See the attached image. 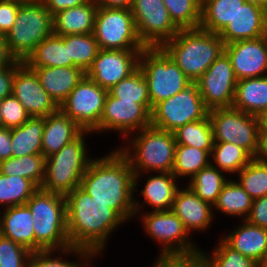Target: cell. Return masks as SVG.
I'll return each instance as SVG.
<instances>
[{
	"label": "cell",
	"mask_w": 267,
	"mask_h": 267,
	"mask_svg": "<svg viewBox=\"0 0 267 267\" xmlns=\"http://www.w3.org/2000/svg\"><path fill=\"white\" fill-rule=\"evenodd\" d=\"M65 199L70 245L88 250L95 258L100 257L107 249L111 234L126 221L80 186L67 193Z\"/></svg>",
	"instance_id": "cell-1"
},
{
	"label": "cell",
	"mask_w": 267,
	"mask_h": 267,
	"mask_svg": "<svg viewBox=\"0 0 267 267\" xmlns=\"http://www.w3.org/2000/svg\"><path fill=\"white\" fill-rule=\"evenodd\" d=\"M94 158L81 179L80 187L96 201L108 204L126 222L134 221V173L128 159L117 147L102 157Z\"/></svg>",
	"instance_id": "cell-2"
},
{
	"label": "cell",
	"mask_w": 267,
	"mask_h": 267,
	"mask_svg": "<svg viewBox=\"0 0 267 267\" xmlns=\"http://www.w3.org/2000/svg\"><path fill=\"white\" fill-rule=\"evenodd\" d=\"M161 48L195 83L225 51V43L218 34L198 27L179 30Z\"/></svg>",
	"instance_id": "cell-3"
},
{
	"label": "cell",
	"mask_w": 267,
	"mask_h": 267,
	"mask_svg": "<svg viewBox=\"0 0 267 267\" xmlns=\"http://www.w3.org/2000/svg\"><path fill=\"white\" fill-rule=\"evenodd\" d=\"M124 141L117 149L128 159L134 174L172 172L177 145L173 132L149 126Z\"/></svg>",
	"instance_id": "cell-4"
},
{
	"label": "cell",
	"mask_w": 267,
	"mask_h": 267,
	"mask_svg": "<svg viewBox=\"0 0 267 267\" xmlns=\"http://www.w3.org/2000/svg\"><path fill=\"white\" fill-rule=\"evenodd\" d=\"M32 212L35 252L70 247L65 195L39 188L27 201Z\"/></svg>",
	"instance_id": "cell-5"
},
{
	"label": "cell",
	"mask_w": 267,
	"mask_h": 267,
	"mask_svg": "<svg viewBox=\"0 0 267 267\" xmlns=\"http://www.w3.org/2000/svg\"><path fill=\"white\" fill-rule=\"evenodd\" d=\"M91 134L92 132L83 131L57 153L46 158L45 177L41 189L66 195L81 185V179L93 159L87 153L85 142L86 137Z\"/></svg>",
	"instance_id": "cell-6"
},
{
	"label": "cell",
	"mask_w": 267,
	"mask_h": 267,
	"mask_svg": "<svg viewBox=\"0 0 267 267\" xmlns=\"http://www.w3.org/2000/svg\"><path fill=\"white\" fill-rule=\"evenodd\" d=\"M53 34V15L44 3L20 4L15 23L5 38L11 55L25 62L36 46Z\"/></svg>",
	"instance_id": "cell-7"
},
{
	"label": "cell",
	"mask_w": 267,
	"mask_h": 267,
	"mask_svg": "<svg viewBox=\"0 0 267 267\" xmlns=\"http://www.w3.org/2000/svg\"><path fill=\"white\" fill-rule=\"evenodd\" d=\"M139 68L148 84L151 110L193 83L161 47H145Z\"/></svg>",
	"instance_id": "cell-8"
},
{
	"label": "cell",
	"mask_w": 267,
	"mask_h": 267,
	"mask_svg": "<svg viewBox=\"0 0 267 267\" xmlns=\"http://www.w3.org/2000/svg\"><path fill=\"white\" fill-rule=\"evenodd\" d=\"M136 217L142 219L144 233L161 245L158 255L190 254L201 248L172 210L135 212Z\"/></svg>",
	"instance_id": "cell-9"
},
{
	"label": "cell",
	"mask_w": 267,
	"mask_h": 267,
	"mask_svg": "<svg viewBox=\"0 0 267 267\" xmlns=\"http://www.w3.org/2000/svg\"><path fill=\"white\" fill-rule=\"evenodd\" d=\"M93 34L104 50H143L131 9L97 8Z\"/></svg>",
	"instance_id": "cell-10"
},
{
	"label": "cell",
	"mask_w": 267,
	"mask_h": 267,
	"mask_svg": "<svg viewBox=\"0 0 267 267\" xmlns=\"http://www.w3.org/2000/svg\"><path fill=\"white\" fill-rule=\"evenodd\" d=\"M196 83L159 102L151 112V126L174 132L185 124L201 121L208 116Z\"/></svg>",
	"instance_id": "cell-11"
},
{
	"label": "cell",
	"mask_w": 267,
	"mask_h": 267,
	"mask_svg": "<svg viewBox=\"0 0 267 267\" xmlns=\"http://www.w3.org/2000/svg\"><path fill=\"white\" fill-rule=\"evenodd\" d=\"M214 142H228L244 148L252 157L258 148L259 119L243 111L217 108L208 113Z\"/></svg>",
	"instance_id": "cell-12"
},
{
	"label": "cell",
	"mask_w": 267,
	"mask_h": 267,
	"mask_svg": "<svg viewBox=\"0 0 267 267\" xmlns=\"http://www.w3.org/2000/svg\"><path fill=\"white\" fill-rule=\"evenodd\" d=\"M151 104H139L136 101H121L109 93L104 102V110L99 126L92 132L118 133L122 142L131 134L151 126ZM108 131V132H107Z\"/></svg>",
	"instance_id": "cell-13"
},
{
	"label": "cell",
	"mask_w": 267,
	"mask_h": 267,
	"mask_svg": "<svg viewBox=\"0 0 267 267\" xmlns=\"http://www.w3.org/2000/svg\"><path fill=\"white\" fill-rule=\"evenodd\" d=\"M131 11L138 38L145 47H161L179 32L163 0H133Z\"/></svg>",
	"instance_id": "cell-14"
},
{
	"label": "cell",
	"mask_w": 267,
	"mask_h": 267,
	"mask_svg": "<svg viewBox=\"0 0 267 267\" xmlns=\"http://www.w3.org/2000/svg\"><path fill=\"white\" fill-rule=\"evenodd\" d=\"M107 94V89L85 75L59 108L83 131L93 132L99 126Z\"/></svg>",
	"instance_id": "cell-15"
},
{
	"label": "cell",
	"mask_w": 267,
	"mask_h": 267,
	"mask_svg": "<svg viewBox=\"0 0 267 267\" xmlns=\"http://www.w3.org/2000/svg\"><path fill=\"white\" fill-rule=\"evenodd\" d=\"M237 82L231 60L224 51L195 83L204 105L210 111L232 107Z\"/></svg>",
	"instance_id": "cell-16"
},
{
	"label": "cell",
	"mask_w": 267,
	"mask_h": 267,
	"mask_svg": "<svg viewBox=\"0 0 267 267\" xmlns=\"http://www.w3.org/2000/svg\"><path fill=\"white\" fill-rule=\"evenodd\" d=\"M141 52L100 49L86 75L100 87L109 90L139 68Z\"/></svg>",
	"instance_id": "cell-17"
},
{
	"label": "cell",
	"mask_w": 267,
	"mask_h": 267,
	"mask_svg": "<svg viewBox=\"0 0 267 267\" xmlns=\"http://www.w3.org/2000/svg\"><path fill=\"white\" fill-rule=\"evenodd\" d=\"M12 94L23 105L30 117H46L59 106L42 87L35 71L25 62L15 70Z\"/></svg>",
	"instance_id": "cell-18"
},
{
	"label": "cell",
	"mask_w": 267,
	"mask_h": 267,
	"mask_svg": "<svg viewBox=\"0 0 267 267\" xmlns=\"http://www.w3.org/2000/svg\"><path fill=\"white\" fill-rule=\"evenodd\" d=\"M225 52L238 81L267 75V35L226 44Z\"/></svg>",
	"instance_id": "cell-19"
},
{
	"label": "cell",
	"mask_w": 267,
	"mask_h": 267,
	"mask_svg": "<svg viewBox=\"0 0 267 267\" xmlns=\"http://www.w3.org/2000/svg\"><path fill=\"white\" fill-rule=\"evenodd\" d=\"M142 174V175H141ZM134 174V192L139 188V181L143 175L147 174L145 185L140 190V195L144 198L142 203L134 195L135 212L145 211L150 207L152 211H168L171 210L174 197L179 188V180L168 172H154L155 175L149 173ZM149 174V176H148Z\"/></svg>",
	"instance_id": "cell-20"
},
{
	"label": "cell",
	"mask_w": 267,
	"mask_h": 267,
	"mask_svg": "<svg viewBox=\"0 0 267 267\" xmlns=\"http://www.w3.org/2000/svg\"><path fill=\"white\" fill-rule=\"evenodd\" d=\"M171 210L190 234L202 233L214 222L213 206L198 197L188 185L177 189Z\"/></svg>",
	"instance_id": "cell-21"
},
{
	"label": "cell",
	"mask_w": 267,
	"mask_h": 267,
	"mask_svg": "<svg viewBox=\"0 0 267 267\" xmlns=\"http://www.w3.org/2000/svg\"><path fill=\"white\" fill-rule=\"evenodd\" d=\"M223 42L257 39L267 35V21L261 6L245 2L227 26L218 34Z\"/></svg>",
	"instance_id": "cell-22"
},
{
	"label": "cell",
	"mask_w": 267,
	"mask_h": 267,
	"mask_svg": "<svg viewBox=\"0 0 267 267\" xmlns=\"http://www.w3.org/2000/svg\"><path fill=\"white\" fill-rule=\"evenodd\" d=\"M0 211V234L30 252H35L34 221L27 204L7 207Z\"/></svg>",
	"instance_id": "cell-23"
},
{
	"label": "cell",
	"mask_w": 267,
	"mask_h": 267,
	"mask_svg": "<svg viewBox=\"0 0 267 267\" xmlns=\"http://www.w3.org/2000/svg\"><path fill=\"white\" fill-rule=\"evenodd\" d=\"M231 248L251 258L258 265L267 252V229L241 220L233 230L221 237Z\"/></svg>",
	"instance_id": "cell-24"
},
{
	"label": "cell",
	"mask_w": 267,
	"mask_h": 267,
	"mask_svg": "<svg viewBox=\"0 0 267 267\" xmlns=\"http://www.w3.org/2000/svg\"><path fill=\"white\" fill-rule=\"evenodd\" d=\"M83 130L60 108L44 117L42 155L47 158L76 139Z\"/></svg>",
	"instance_id": "cell-25"
},
{
	"label": "cell",
	"mask_w": 267,
	"mask_h": 267,
	"mask_svg": "<svg viewBox=\"0 0 267 267\" xmlns=\"http://www.w3.org/2000/svg\"><path fill=\"white\" fill-rule=\"evenodd\" d=\"M35 71L39 81L49 96L60 106L86 75L78 67H44L31 68Z\"/></svg>",
	"instance_id": "cell-26"
},
{
	"label": "cell",
	"mask_w": 267,
	"mask_h": 267,
	"mask_svg": "<svg viewBox=\"0 0 267 267\" xmlns=\"http://www.w3.org/2000/svg\"><path fill=\"white\" fill-rule=\"evenodd\" d=\"M96 0L60 11L53 15V34L65 36L72 34H91L94 30Z\"/></svg>",
	"instance_id": "cell-27"
},
{
	"label": "cell",
	"mask_w": 267,
	"mask_h": 267,
	"mask_svg": "<svg viewBox=\"0 0 267 267\" xmlns=\"http://www.w3.org/2000/svg\"><path fill=\"white\" fill-rule=\"evenodd\" d=\"M232 107L259 117L267 111V75L237 82Z\"/></svg>",
	"instance_id": "cell-28"
},
{
	"label": "cell",
	"mask_w": 267,
	"mask_h": 267,
	"mask_svg": "<svg viewBox=\"0 0 267 267\" xmlns=\"http://www.w3.org/2000/svg\"><path fill=\"white\" fill-rule=\"evenodd\" d=\"M44 117H30L24 124L11 129L12 157L42 154Z\"/></svg>",
	"instance_id": "cell-29"
},
{
	"label": "cell",
	"mask_w": 267,
	"mask_h": 267,
	"mask_svg": "<svg viewBox=\"0 0 267 267\" xmlns=\"http://www.w3.org/2000/svg\"><path fill=\"white\" fill-rule=\"evenodd\" d=\"M25 63L30 68L72 66V59H69L68 47L64 43V36L52 34L45 38L36 46L35 51Z\"/></svg>",
	"instance_id": "cell-30"
},
{
	"label": "cell",
	"mask_w": 267,
	"mask_h": 267,
	"mask_svg": "<svg viewBox=\"0 0 267 267\" xmlns=\"http://www.w3.org/2000/svg\"><path fill=\"white\" fill-rule=\"evenodd\" d=\"M68 255H73L76 261L66 259V256L69 257ZM94 260L95 257L88 250L70 246L62 250L32 252L28 267H95L92 264Z\"/></svg>",
	"instance_id": "cell-31"
},
{
	"label": "cell",
	"mask_w": 267,
	"mask_h": 267,
	"mask_svg": "<svg viewBox=\"0 0 267 267\" xmlns=\"http://www.w3.org/2000/svg\"><path fill=\"white\" fill-rule=\"evenodd\" d=\"M253 199L232 177L224 185L215 204L213 205L214 215L216 211L245 220L250 213Z\"/></svg>",
	"instance_id": "cell-32"
},
{
	"label": "cell",
	"mask_w": 267,
	"mask_h": 267,
	"mask_svg": "<svg viewBox=\"0 0 267 267\" xmlns=\"http://www.w3.org/2000/svg\"><path fill=\"white\" fill-rule=\"evenodd\" d=\"M245 0H202L200 28L219 34Z\"/></svg>",
	"instance_id": "cell-33"
},
{
	"label": "cell",
	"mask_w": 267,
	"mask_h": 267,
	"mask_svg": "<svg viewBox=\"0 0 267 267\" xmlns=\"http://www.w3.org/2000/svg\"><path fill=\"white\" fill-rule=\"evenodd\" d=\"M212 150H202L196 147L177 144L175 149V161L172 174L177 179L189 178L195 176L200 170L209 166Z\"/></svg>",
	"instance_id": "cell-34"
},
{
	"label": "cell",
	"mask_w": 267,
	"mask_h": 267,
	"mask_svg": "<svg viewBox=\"0 0 267 267\" xmlns=\"http://www.w3.org/2000/svg\"><path fill=\"white\" fill-rule=\"evenodd\" d=\"M46 158L42 154L10 157L0 162V173L33 181L39 188L45 177Z\"/></svg>",
	"instance_id": "cell-35"
},
{
	"label": "cell",
	"mask_w": 267,
	"mask_h": 267,
	"mask_svg": "<svg viewBox=\"0 0 267 267\" xmlns=\"http://www.w3.org/2000/svg\"><path fill=\"white\" fill-rule=\"evenodd\" d=\"M252 159L244 148L228 142H214L210 155L211 165L230 176L237 174Z\"/></svg>",
	"instance_id": "cell-36"
},
{
	"label": "cell",
	"mask_w": 267,
	"mask_h": 267,
	"mask_svg": "<svg viewBox=\"0 0 267 267\" xmlns=\"http://www.w3.org/2000/svg\"><path fill=\"white\" fill-rule=\"evenodd\" d=\"M228 180L224 172L210 164L187 181L186 185L204 202L213 206Z\"/></svg>",
	"instance_id": "cell-37"
},
{
	"label": "cell",
	"mask_w": 267,
	"mask_h": 267,
	"mask_svg": "<svg viewBox=\"0 0 267 267\" xmlns=\"http://www.w3.org/2000/svg\"><path fill=\"white\" fill-rule=\"evenodd\" d=\"M38 189L39 187L29 179L0 173V210L3 207L26 204Z\"/></svg>",
	"instance_id": "cell-38"
},
{
	"label": "cell",
	"mask_w": 267,
	"mask_h": 267,
	"mask_svg": "<svg viewBox=\"0 0 267 267\" xmlns=\"http://www.w3.org/2000/svg\"><path fill=\"white\" fill-rule=\"evenodd\" d=\"M64 43L68 47L72 67H78L87 72L100 51L94 34L65 35Z\"/></svg>",
	"instance_id": "cell-39"
},
{
	"label": "cell",
	"mask_w": 267,
	"mask_h": 267,
	"mask_svg": "<svg viewBox=\"0 0 267 267\" xmlns=\"http://www.w3.org/2000/svg\"><path fill=\"white\" fill-rule=\"evenodd\" d=\"M173 133L177 144L202 150H212L213 148V129L209 116L201 121L185 124Z\"/></svg>",
	"instance_id": "cell-40"
},
{
	"label": "cell",
	"mask_w": 267,
	"mask_h": 267,
	"mask_svg": "<svg viewBox=\"0 0 267 267\" xmlns=\"http://www.w3.org/2000/svg\"><path fill=\"white\" fill-rule=\"evenodd\" d=\"M163 2L171 21L179 30L200 26L202 0H163Z\"/></svg>",
	"instance_id": "cell-41"
},
{
	"label": "cell",
	"mask_w": 267,
	"mask_h": 267,
	"mask_svg": "<svg viewBox=\"0 0 267 267\" xmlns=\"http://www.w3.org/2000/svg\"><path fill=\"white\" fill-rule=\"evenodd\" d=\"M108 93L112 97L121 99V101H136L139 104H151L148 84L140 68L112 86L108 90Z\"/></svg>",
	"instance_id": "cell-42"
},
{
	"label": "cell",
	"mask_w": 267,
	"mask_h": 267,
	"mask_svg": "<svg viewBox=\"0 0 267 267\" xmlns=\"http://www.w3.org/2000/svg\"><path fill=\"white\" fill-rule=\"evenodd\" d=\"M236 176V181L253 200L267 196V164L253 158Z\"/></svg>",
	"instance_id": "cell-43"
},
{
	"label": "cell",
	"mask_w": 267,
	"mask_h": 267,
	"mask_svg": "<svg viewBox=\"0 0 267 267\" xmlns=\"http://www.w3.org/2000/svg\"><path fill=\"white\" fill-rule=\"evenodd\" d=\"M220 240L210 252L200 249L208 260L210 267H259L251 258L231 248L220 235Z\"/></svg>",
	"instance_id": "cell-44"
},
{
	"label": "cell",
	"mask_w": 267,
	"mask_h": 267,
	"mask_svg": "<svg viewBox=\"0 0 267 267\" xmlns=\"http://www.w3.org/2000/svg\"><path fill=\"white\" fill-rule=\"evenodd\" d=\"M32 252L0 234V267H28Z\"/></svg>",
	"instance_id": "cell-45"
},
{
	"label": "cell",
	"mask_w": 267,
	"mask_h": 267,
	"mask_svg": "<svg viewBox=\"0 0 267 267\" xmlns=\"http://www.w3.org/2000/svg\"><path fill=\"white\" fill-rule=\"evenodd\" d=\"M151 265L149 267H210L201 250L190 254L158 255Z\"/></svg>",
	"instance_id": "cell-46"
},
{
	"label": "cell",
	"mask_w": 267,
	"mask_h": 267,
	"mask_svg": "<svg viewBox=\"0 0 267 267\" xmlns=\"http://www.w3.org/2000/svg\"><path fill=\"white\" fill-rule=\"evenodd\" d=\"M30 115L12 94L1 100L2 127L13 129L24 124Z\"/></svg>",
	"instance_id": "cell-47"
},
{
	"label": "cell",
	"mask_w": 267,
	"mask_h": 267,
	"mask_svg": "<svg viewBox=\"0 0 267 267\" xmlns=\"http://www.w3.org/2000/svg\"><path fill=\"white\" fill-rule=\"evenodd\" d=\"M19 3L10 0H0V33L6 35L15 23Z\"/></svg>",
	"instance_id": "cell-48"
},
{
	"label": "cell",
	"mask_w": 267,
	"mask_h": 267,
	"mask_svg": "<svg viewBox=\"0 0 267 267\" xmlns=\"http://www.w3.org/2000/svg\"><path fill=\"white\" fill-rule=\"evenodd\" d=\"M245 220L267 229V196L253 200L250 213Z\"/></svg>",
	"instance_id": "cell-49"
},
{
	"label": "cell",
	"mask_w": 267,
	"mask_h": 267,
	"mask_svg": "<svg viewBox=\"0 0 267 267\" xmlns=\"http://www.w3.org/2000/svg\"><path fill=\"white\" fill-rule=\"evenodd\" d=\"M22 61L15 60L11 65L0 67V99L12 95L13 78L16 68Z\"/></svg>",
	"instance_id": "cell-50"
},
{
	"label": "cell",
	"mask_w": 267,
	"mask_h": 267,
	"mask_svg": "<svg viewBox=\"0 0 267 267\" xmlns=\"http://www.w3.org/2000/svg\"><path fill=\"white\" fill-rule=\"evenodd\" d=\"M88 1L89 0H42L45 8L49 10L52 15L66 9L82 5Z\"/></svg>",
	"instance_id": "cell-51"
},
{
	"label": "cell",
	"mask_w": 267,
	"mask_h": 267,
	"mask_svg": "<svg viewBox=\"0 0 267 267\" xmlns=\"http://www.w3.org/2000/svg\"><path fill=\"white\" fill-rule=\"evenodd\" d=\"M11 129L0 127V162L12 157Z\"/></svg>",
	"instance_id": "cell-52"
},
{
	"label": "cell",
	"mask_w": 267,
	"mask_h": 267,
	"mask_svg": "<svg viewBox=\"0 0 267 267\" xmlns=\"http://www.w3.org/2000/svg\"><path fill=\"white\" fill-rule=\"evenodd\" d=\"M16 59L11 55L5 35L0 36V67L11 65Z\"/></svg>",
	"instance_id": "cell-53"
},
{
	"label": "cell",
	"mask_w": 267,
	"mask_h": 267,
	"mask_svg": "<svg viewBox=\"0 0 267 267\" xmlns=\"http://www.w3.org/2000/svg\"><path fill=\"white\" fill-rule=\"evenodd\" d=\"M253 158L267 164V134H259L258 148Z\"/></svg>",
	"instance_id": "cell-54"
},
{
	"label": "cell",
	"mask_w": 267,
	"mask_h": 267,
	"mask_svg": "<svg viewBox=\"0 0 267 267\" xmlns=\"http://www.w3.org/2000/svg\"><path fill=\"white\" fill-rule=\"evenodd\" d=\"M99 7L131 9L133 0H96Z\"/></svg>",
	"instance_id": "cell-55"
},
{
	"label": "cell",
	"mask_w": 267,
	"mask_h": 267,
	"mask_svg": "<svg viewBox=\"0 0 267 267\" xmlns=\"http://www.w3.org/2000/svg\"><path fill=\"white\" fill-rule=\"evenodd\" d=\"M259 134H267V111L262 113L259 117Z\"/></svg>",
	"instance_id": "cell-56"
},
{
	"label": "cell",
	"mask_w": 267,
	"mask_h": 267,
	"mask_svg": "<svg viewBox=\"0 0 267 267\" xmlns=\"http://www.w3.org/2000/svg\"><path fill=\"white\" fill-rule=\"evenodd\" d=\"M10 1H14L19 4H33V3L41 2L42 0H10Z\"/></svg>",
	"instance_id": "cell-57"
},
{
	"label": "cell",
	"mask_w": 267,
	"mask_h": 267,
	"mask_svg": "<svg viewBox=\"0 0 267 267\" xmlns=\"http://www.w3.org/2000/svg\"><path fill=\"white\" fill-rule=\"evenodd\" d=\"M246 2L252 3V4H256L258 6H263L265 0H245Z\"/></svg>",
	"instance_id": "cell-58"
},
{
	"label": "cell",
	"mask_w": 267,
	"mask_h": 267,
	"mask_svg": "<svg viewBox=\"0 0 267 267\" xmlns=\"http://www.w3.org/2000/svg\"><path fill=\"white\" fill-rule=\"evenodd\" d=\"M259 267H267V252L265 253L263 260L259 264Z\"/></svg>",
	"instance_id": "cell-59"
},
{
	"label": "cell",
	"mask_w": 267,
	"mask_h": 267,
	"mask_svg": "<svg viewBox=\"0 0 267 267\" xmlns=\"http://www.w3.org/2000/svg\"><path fill=\"white\" fill-rule=\"evenodd\" d=\"M262 10L267 21V0H265L264 5L262 6Z\"/></svg>",
	"instance_id": "cell-60"
},
{
	"label": "cell",
	"mask_w": 267,
	"mask_h": 267,
	"mask_svg": "<svg viewBox=\"0 0 267 267\" xmlns=\"http://www.w3.org/2000/svg\"><path fill=\"white\" fill-rule=\"evenodd\" d=\"M0 127H2V119H1V99H0Z\"/></svg>",
	"instance_id": "cell-61"
}]
</instances>
